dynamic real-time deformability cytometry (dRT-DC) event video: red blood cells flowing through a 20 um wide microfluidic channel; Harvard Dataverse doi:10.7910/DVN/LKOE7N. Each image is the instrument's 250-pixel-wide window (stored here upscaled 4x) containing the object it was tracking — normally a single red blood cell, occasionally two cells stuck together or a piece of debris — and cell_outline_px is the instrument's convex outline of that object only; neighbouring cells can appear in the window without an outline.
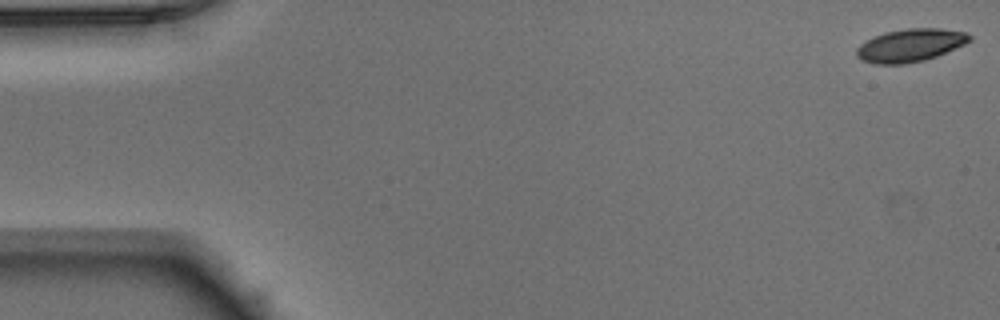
{"species": "Egyptian fruit bat (a non-hibernating species)", "species_latin": "Rousettus aegyptiacus", "temperature_condition": "warm", "stored_images_in_passage": 8, "camera_frame_rate_fps": 3000, "um_per_image_px": 0.085, "animal": {"sex": "male"}, "frame": {"image": 1, "passage_image": 1, "time_ms": 0.0, "image_size_px": [1000, 320], "cell_outline_px": [[972, 40], [964, 44], [936, 56], [924, 60], [904, 64], [876, 64], [860, 60], [856, 56], [856, 48], [860, 44], [872, 36], [884, 32], [908, 28], [940, 28], [964, 32], [972, 36]], "centroid_in_image_um": [77.33, 3.85], "position_along_channel_um": 7.7, "area_um2": 21.73}}